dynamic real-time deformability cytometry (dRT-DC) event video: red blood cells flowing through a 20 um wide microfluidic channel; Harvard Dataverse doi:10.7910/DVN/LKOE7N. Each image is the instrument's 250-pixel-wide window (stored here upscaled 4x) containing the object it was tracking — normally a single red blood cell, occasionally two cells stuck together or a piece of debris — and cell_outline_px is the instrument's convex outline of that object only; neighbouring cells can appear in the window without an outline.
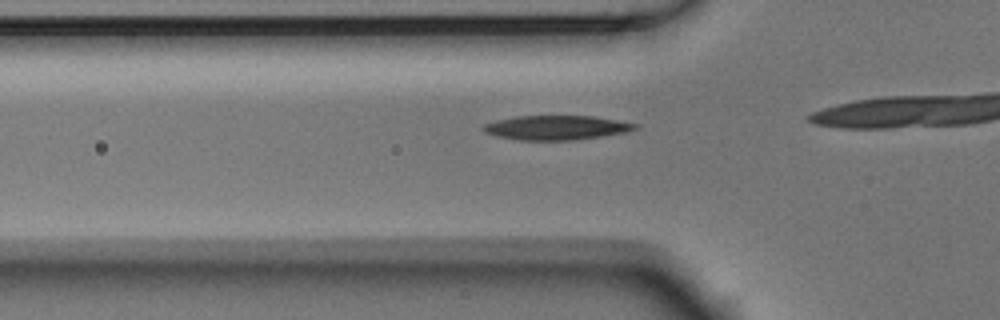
{"species": "Egyptian fruit bat (a non-hibernating species)", "species_latin": "Rousettus aegyptiacus", "temperature_condition": "room temperature", "stored_images_in_passage": 8, "camera_frame_rate_fps": 3000, "um_per_image_px": 0.085, "animal": {"sex": "male"}, "frame": {"image": 1, "passage_image": 3, "time_ms": 0.667, "image_size_px": [1000, 320], "cell_outline_px": [[640, 128], [624, 132], [576, 140], [520, 140], [496, 136], [484, 132], [480, 128], [484, 124], [496, 120], [516, 116], [592, 116], [640, 124]], "centroid_in_image_um": [47.27, 10.85], "position_along_channel_um": 78.5, "area_um2": 21.56}}
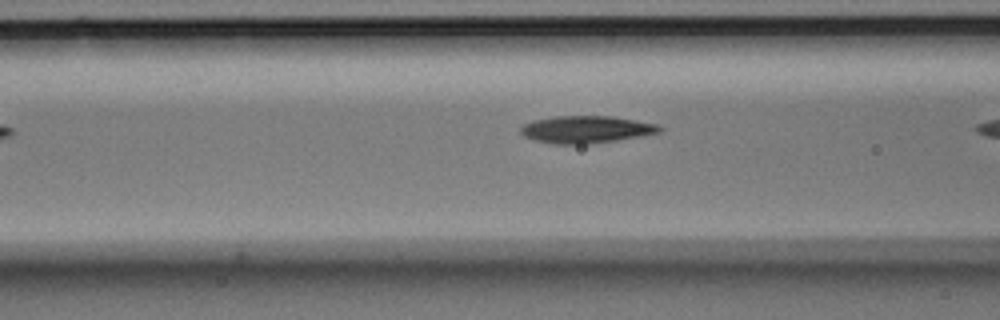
{"frame": {"image": 2, "passage_image": 6, "time_ms": 1.667, "image_size_px": [1000, 320], "cell_outline_px": [[664, 128], [660, 132], [640, 136], [616, 140], [588, 144], [552, 144], [536, 140], [524, 136], [520, 132], [520, 128], [524, 124], [532, 120], [552, 116], [612, 116], [660, 124]], "centroid_in_image_um": [49.83, 10.99], "position_along_channel_um": 116.8, "area_um2": 22.2}}